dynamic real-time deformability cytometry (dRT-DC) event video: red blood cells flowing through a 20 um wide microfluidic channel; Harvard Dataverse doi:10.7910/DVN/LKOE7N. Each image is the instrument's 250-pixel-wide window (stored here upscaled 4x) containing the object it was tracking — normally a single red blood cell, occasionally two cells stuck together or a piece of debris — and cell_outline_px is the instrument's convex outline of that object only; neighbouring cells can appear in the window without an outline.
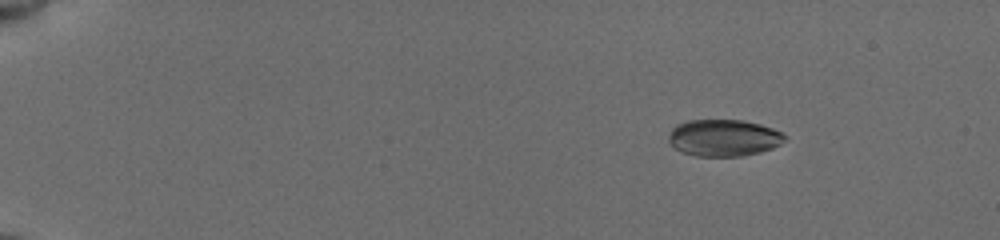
{"species": "common noctule bat (a hibernating species)", "species_latin": "Nyctalus noctula", "temperature_condition": "cold", "stored_images_in_passage": 10, "camera_frame_rate_fps": 3000, "um_per_image_px": 0.085, "animal": {"sex": "female", "body_mass_g": 19.5, "forearm_length_mm": 54.1}, "frame": {"image": 1, "passage_image": 3, "time_ms": 2.0, "image_size_px": [1000, 240], "cell_outline_px": [[788, 136], [780, 144], [772, 148], [760, 152], [740, 156], [696, 156], [684, 152], [676, 148], [668, 140], [668, 136], [672, 128], [676, 124], [688, 120], [740, 120], [760, 124], [784, 132]], "centroid_in_image_um": [61.53, 11.7], "position_along_channel_um": 23.5, "area_um2": 24.91}}
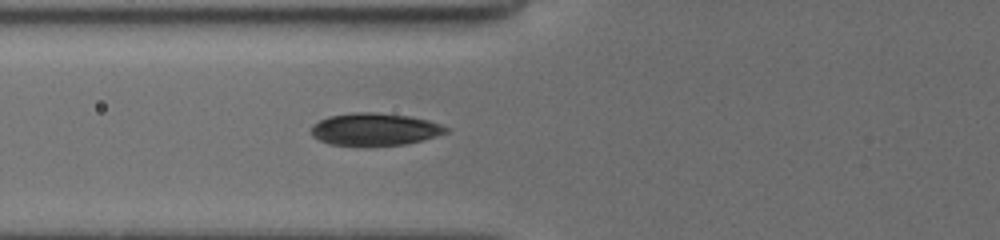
{"frame": {"image": 2, "passage_image": 9, "time_ms": 7.0, "image_size_px": [1000, 240], "cell_outline_px": [[448, 132], [420, 140], [404, 144], [368, 148], [328, 144], [312, 136], [312, 124], [328, 116], [352, 112], [376, 112], [408, 116], [428, 120], [440, 124], [448, 128]], "centroid_in_image_um": [31.8, 11.01], "position_along_channel_um": 94.0, "area_um2": 25.95}}
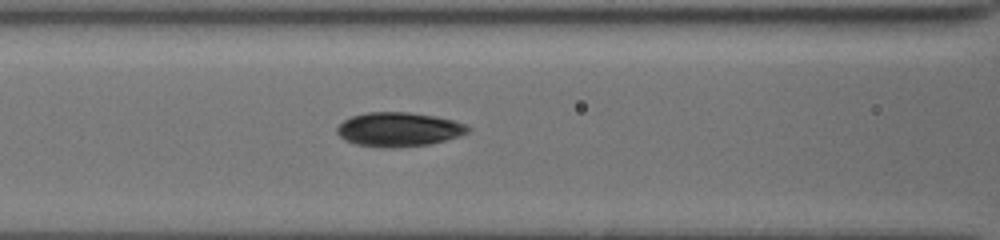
{"frame": {"image": 3, "passage_image": 10, "time_ms": 8.0, "image_size_px": [1000, 240], "cell_outline_px": [[472, 128], [468, 132], [432, 144], [392, 148], [380, 148], [356, 144], [344, 140], [336, 132], [336, 128], [344, 120], [352, 116], [368, 112], [408, 112], [436, 116], [452, 120], [464, 124]], "centroid_in_image_um": [33.86, 11.0], "position_along_channel_um": 132.7, "area_um2": 26.07}}